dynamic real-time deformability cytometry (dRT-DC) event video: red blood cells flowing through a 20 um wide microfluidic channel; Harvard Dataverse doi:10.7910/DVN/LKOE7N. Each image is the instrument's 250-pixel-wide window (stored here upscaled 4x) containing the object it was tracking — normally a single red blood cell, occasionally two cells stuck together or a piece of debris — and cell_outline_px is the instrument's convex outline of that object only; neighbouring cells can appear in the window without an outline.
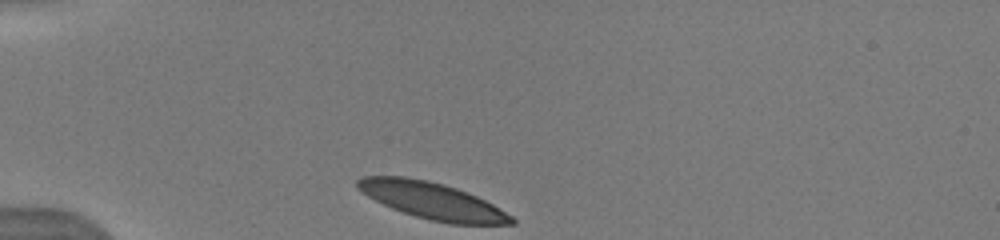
{"species": "human", "species_latin": "Homo sapiens", "temperature_condition": "warm", "stored_images_in_passage": 4, "camera_frame_rate_fps": 3000, "um_per_image_px": 0.085, "donor": {"sex": "male"}, "frame": {"image": 1, "passage_image": 1, "time_ms": 0.0, "image_size_px": [1000, 240], "cell_outline_px": [[516, 224], [448, 224], [416, 216], [392, 208], [368, 196], [356, 188], [356, 180], [364, 176], [404, 176], [428, 180], [444, 184], [456, 188], [476, 196], [500, 208], [512, 216], [516, 220]], "centroid_in_image_um": [36.75, 17.06], "position_along_channel_um": 48.3, "area_um2": 32.71}}